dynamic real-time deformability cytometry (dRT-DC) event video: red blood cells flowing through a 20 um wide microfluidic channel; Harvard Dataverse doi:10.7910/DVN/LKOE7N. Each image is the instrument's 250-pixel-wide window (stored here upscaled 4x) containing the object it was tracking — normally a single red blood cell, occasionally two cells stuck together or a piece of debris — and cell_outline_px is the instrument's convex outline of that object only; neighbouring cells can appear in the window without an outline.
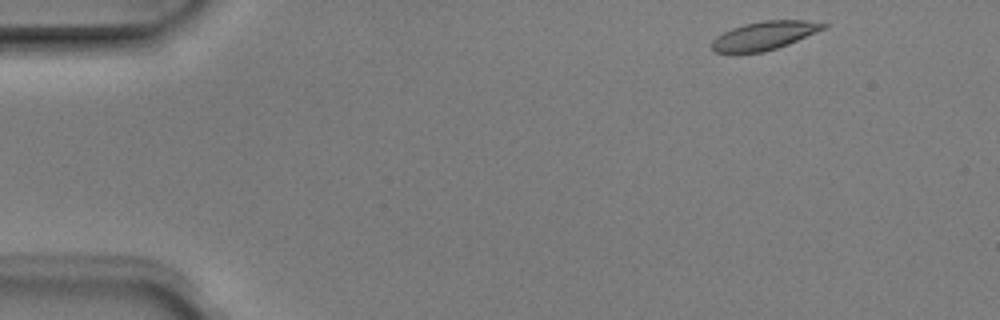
{"species": "Egyptian fruit bat (a non-hibernating species)", "species_latin": "Rousettus aegyptiacus", "temperature_condition": "room temperature", "stored_images_in_passage": 4, "camera_frame_rate_fps": 3000, "um_per_image_px": 0.085, "animal": {"sex": "male"}, "frame": {"image": 1, "passage_image": 1, "time_ms": 0.0, "image_size_px": [1000, 320], "cell_outline_px": [[828, 24], [824, 28], [816, 32], [788, 44], [764, 52], [716, 52], [712, 48], [712, 40], [716, 36], [732, 28], [744, 24], [764, 20], [804, 20]], "centroid_in_image_um": [64.95, 3.01], "position_along_channel_um": 20.0, "area_um2": 18.15}}
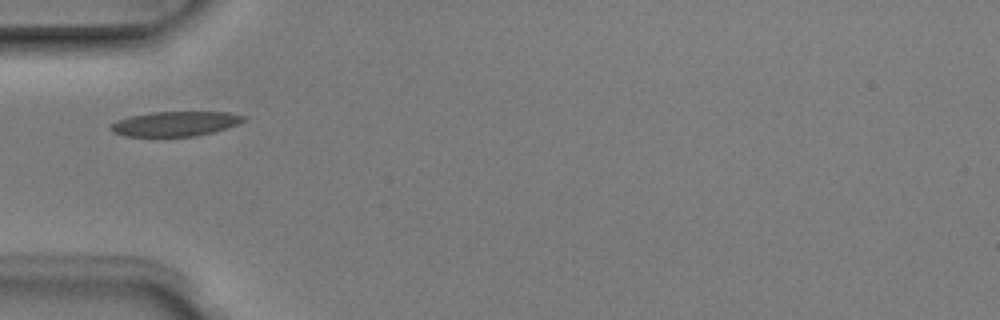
{"frame": {"image": 2, "passage_image": 4, "time_ms": 1.0, "image_size_px": [1000, 320], "cell_outline_px": [[244, 120], [236, 124], [212, 132], [196, 136], [124, 136], [112, 132], [108, 128], [116, 120], [132, 116], [152, 112], [228, 112], [244, 116]], "centroid_in_image_um": [14.83, 10.52], "position_along_channel_um": 70.2, "area_um2": 18.9}}